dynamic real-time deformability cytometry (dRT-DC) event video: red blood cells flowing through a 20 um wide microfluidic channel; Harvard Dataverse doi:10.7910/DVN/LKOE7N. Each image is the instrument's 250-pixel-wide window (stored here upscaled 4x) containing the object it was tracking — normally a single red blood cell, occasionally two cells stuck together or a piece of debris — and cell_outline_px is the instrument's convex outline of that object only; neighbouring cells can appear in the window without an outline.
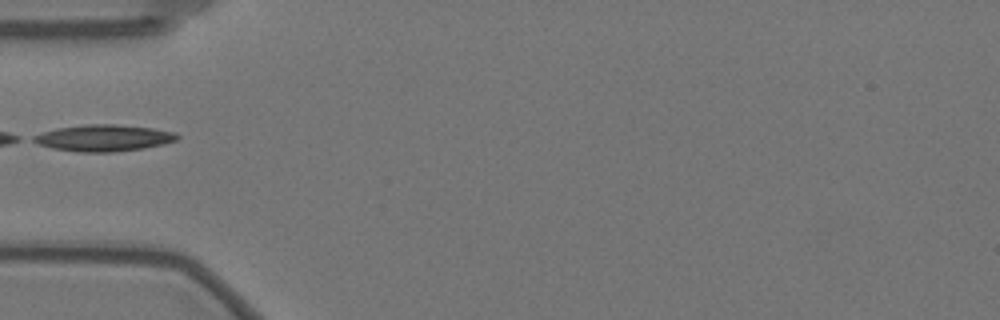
{"species": "Egyptian fruit bat (a non-hibernating species)", "species_latin": "Rousettus aegyptiacus", "temperature_condition": "warm", "stored_images_in_passage": 38, "camera_frame_rate_fps": 3000, "um_per_image_px": 0.085, "animal": {"sex": "female"}, "frame": {"image": 1, "passage_image": 1, "time_ms": 0.0, "image_size_px": [1000, 320], "cell_outline_px": [[180, 136], [176, 140], [164, 144], [144, 148], [116, 152], [76, 152], [52, 148], [36, 144], [28, 140], [32, 136], [56, 128], [84, 124], [116, 124], [152, 128], [176, 132]], "centroid_in_image_um": [8.77, 11.73], "position_along_channel_um": 76.2, "area_um2": 22.54}}